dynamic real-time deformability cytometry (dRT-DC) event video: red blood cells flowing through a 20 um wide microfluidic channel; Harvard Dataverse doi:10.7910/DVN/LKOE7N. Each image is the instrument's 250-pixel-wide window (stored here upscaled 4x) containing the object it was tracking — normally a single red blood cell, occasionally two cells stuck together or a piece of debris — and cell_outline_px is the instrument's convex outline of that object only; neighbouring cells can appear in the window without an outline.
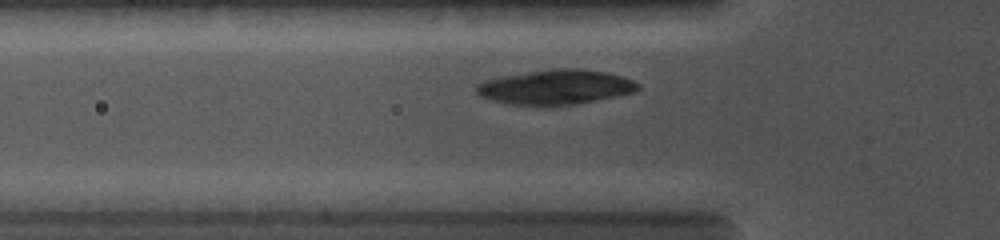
{"species": "common noctule bat (a hibernating species)", "species_latin": "Nyctalus noctula", "temperature_condition": "cold", "stored_images_in_passage": 35, "camera_frame_rate_fps": 5000, "um_per_image_px": 0.085, "animal": {"sex": "female", "body_mass_g": 19.0, "forearm_length_mm": 56.7}, "frame": {"image": 1, "passage_image": 5, "time_ms": 1.4, "image_size_px": [1000, 240], "cell_outline_px": [[640, 88], [632, 92], [616, 96], [576, 104], [508, 104], [492, 100], [480, 96], [476, 92], [476, 84], [484, 80], [500, 76], [552, 68], [580, 68], [604, 72], [624, 76], [640, 84]], "centroid_in_image_um": [47.21, 7.38], "position_along_channel_um": 78.6, "area_um2": 32.43}}
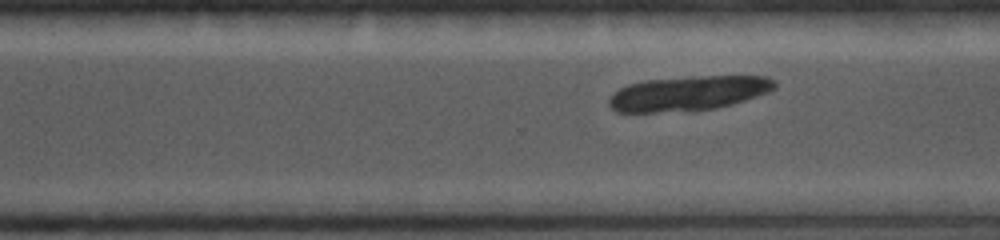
{"frame": {"image": 2, "passage_image": 25, "time_ms": 6.6, "image_size_px": [1000, 240], "cell_outline_px": [[776, 88], [768, 92], [744, 100], [716, 108], [692, 112], [616, 112], [608, 104], [608, 100], [620, 88], [628, 84], [644, 80], [692, 76], [768, 76], [776, 80]], "centroid_in_image_um": [58.52, 7.93], "position_along_channel_um": 312.1, "area_um2": 33.81}}
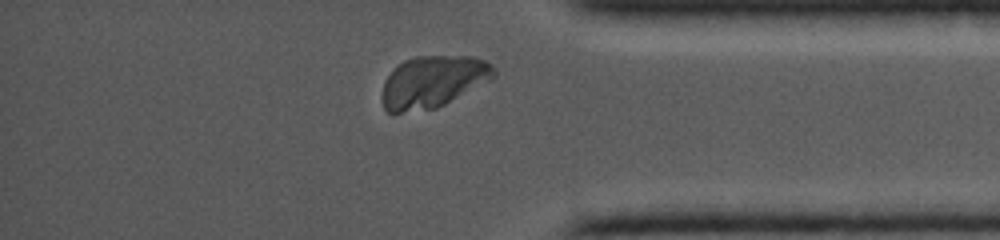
{"frame": {"image": 3, "passage_image": 33, "time_ms": 8.6, "image_size_px": [1000, 240], "cell_outline_px": [[496, 76], [492, 80], [436, 108], [400, 112], [388, 112], [384, 108], [380, 96], [384, 80], [392, 68], [404, 60], [416, 56], [472, 56], [484, 60], [492, 64], [496, 72]], "centroid_in_image_um": [36.79, 6.93], "position_along_channel_um": 398.4, "area_um2": 34.1}}